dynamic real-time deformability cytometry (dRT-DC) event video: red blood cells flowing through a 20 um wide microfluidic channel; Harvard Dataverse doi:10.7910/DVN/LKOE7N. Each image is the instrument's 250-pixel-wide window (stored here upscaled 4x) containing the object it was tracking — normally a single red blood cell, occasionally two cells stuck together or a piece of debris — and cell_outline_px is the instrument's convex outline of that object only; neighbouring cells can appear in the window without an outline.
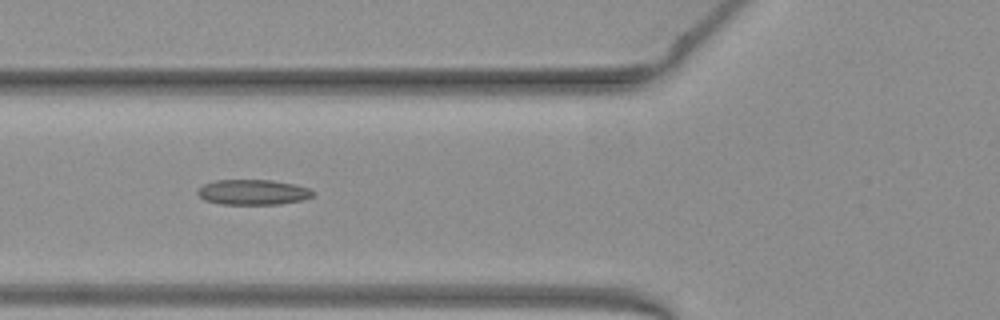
{"species": "common noctule bat (a hibernating species)", "species_latin": "Nyctalus noctula", "temperature_condition": "warm", "stored_images_in_passage": 38, "camera_frame_rate_fps": 3000, "um_per_image_px": 0.085, "animal": {"sex": "female", "body_mass_g": 19.3, "forearm_length_mm": 54.1}, "frame": {"image": 1, "passage_image": 7, "time_ms": 2.0, "image_size_px": [1000, 320], "cell_outline_px": [[316, 192], [312, 196], [304, 200], [280, 204], [220, 204], [204, 200], [196, 192], [204, 184], [216, 180], [272, 180], [312, 188]], "centroid_in_image_um": [21.54, 16.34], "position_along_channel_um": 104.3, "area_um2": 17.05}}
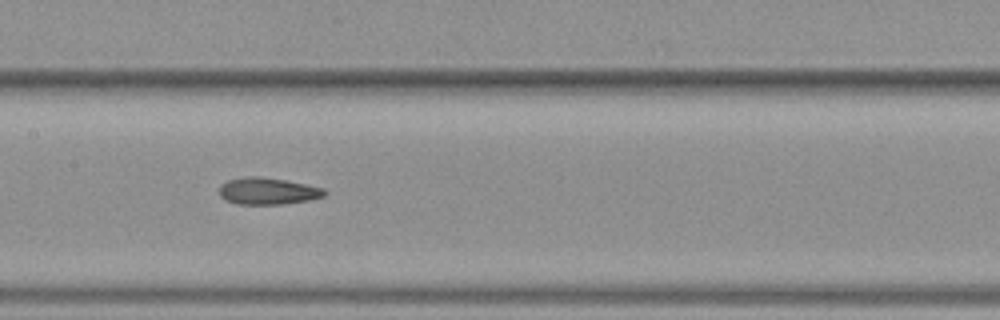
{"frame": {"image": 2, "passage_image": 13, "time_ms": 4.0, "image_size_px": [1000, 320], "cell_outline_px": [[328, 192], [324, 196], [312, 200], [284, 204], [236, 204], [224, 200], [220, 196], [220, 184], [228, 180], [248, 176], [256, 176], [284, 180], [324, 188]], "centroid_in_image_um": [22.76, 16.25], "position_along_channel_um": 184.6, "area_um2": 16.53}}
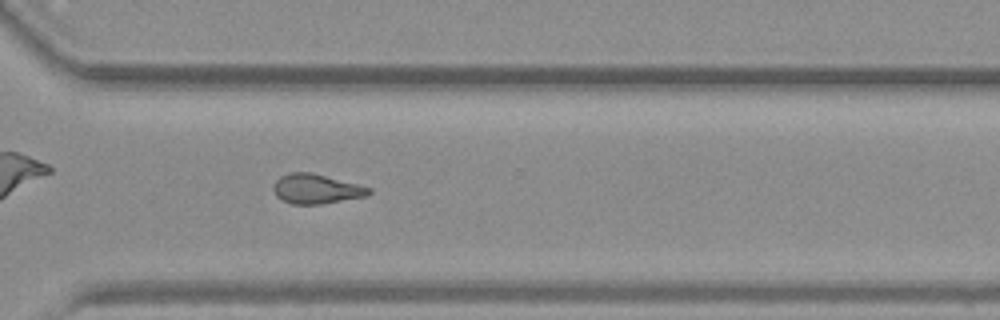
{"frame": {"image": 3, "passage_image": 25, "time_ms": 8.0, "image_size_px": [1000, 320], "cell_outline_px": [[372, 192], [368, 196], [320, 204], [292, 204], [276, 196], [272, 188], [276, 180], [280, 176], [292, 172], [312, 172], [372, 188]], "centroid_in_image_um": [26.89, 16.05], "position_along_channel_um": 343.7, "area_um2": 16.47}, "authors_computed_cell_mechanics": {"area_um2": 16.2418, "velocity_mm_per_s": 3.9981, "shape_relaxation_time_tau1_ms": null, "shape_relaxation_time_tau2_ms": 2.4516, "deformation_change_tau1": null, "deformation_change_tau2": 0.101}}